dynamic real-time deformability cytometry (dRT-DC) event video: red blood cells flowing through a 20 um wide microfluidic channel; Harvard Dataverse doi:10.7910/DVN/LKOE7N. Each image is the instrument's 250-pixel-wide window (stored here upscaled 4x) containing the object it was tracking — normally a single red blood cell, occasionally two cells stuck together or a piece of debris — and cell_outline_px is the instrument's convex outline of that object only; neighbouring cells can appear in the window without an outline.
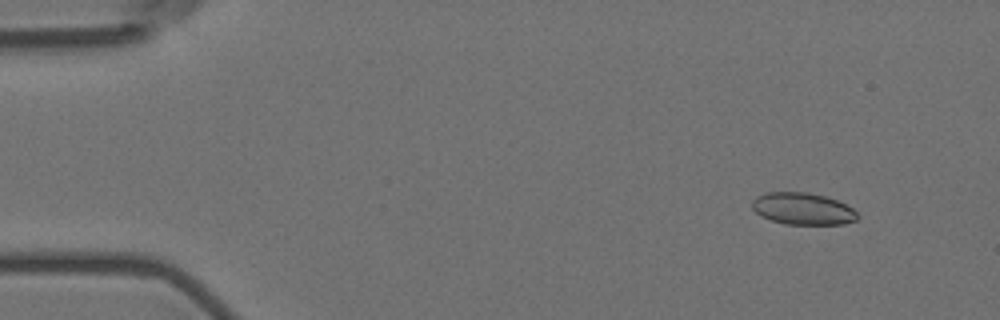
{"species": "Egyptian fruit bat (a non-hibernating species)", "species_latin": "Rousettus aegyptiacus", "temperature_condition": "room temperature", "stored_images_in_passage": 7, "camera_frame_rate_fps": 3000, "um_per_image_px": 0.085, "animal": {"sex": "female"}, "frame": {"image": 1, "passage_image": 2, "time_ms": 0.333, "image_size_px": [1000, 320], "cell_outline_px": [[860, 216], [856, 220], [844, 224], [784, 224], [760, 216], [752, 208], [752, 200], [756, 196], [768, 192], [808, 192], [824, 196], [836, 200], [852, 208]], "centroid_in_image_um": [68.22, 17.74], "position_along_channel_um": 16.8, "area_um2": 19.59}}
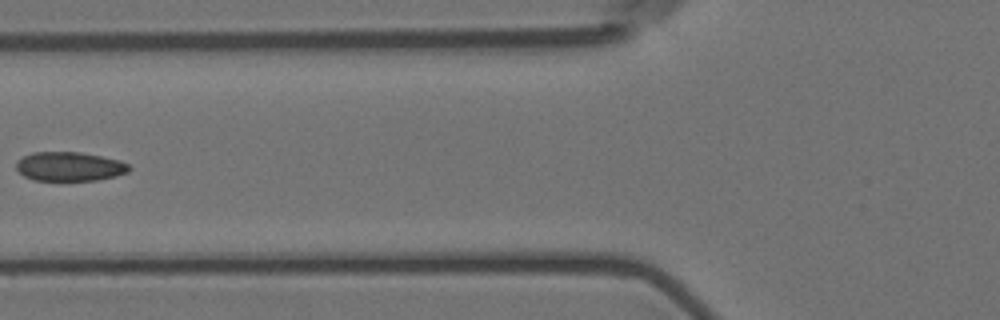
{"frame": {"image": 2, "passage_image": 6, "time_ms": 1.667, "image_size_px": [1000, 320], "cell_outline_px": [[132, 168], [128, 172], [116, 176], [96, 180], [32, 180], [24, 176], [16, 168], [16, 164], [24, 156], [32, 152], [80, 152], [120, 160], [128, 164]], "centroid_in_image_um": [5.93, 14.15], "position_along_channel_um": 119.9, "area_um2": 19.07}}
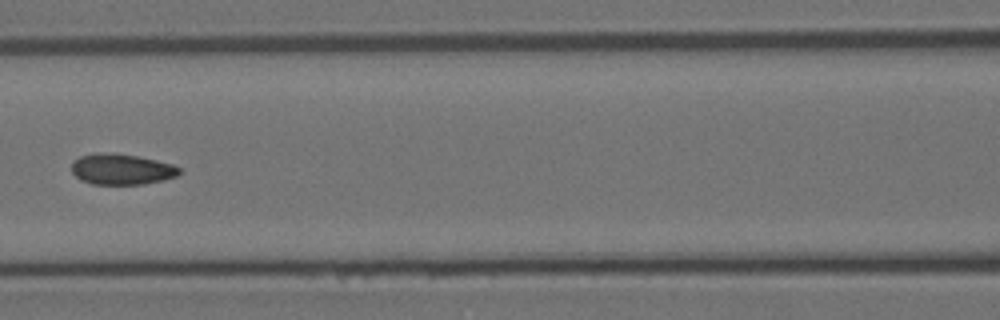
{"frame": {"image": 3, "passage_image": 7, "time_ms": 2.0, "image_size_px": [1000, 320], "cell_outline_px": [[180, 172], [176, 176], [164, 180], [144, 184], [92, 184], [80, 180], [72, 172], [72, 160], [80, 156], [92, 152], [112, 152], [136, 156], [156, 160], [172, 164], [180, 168]], "centroid_in_image_um": [10.29, 14.37], "position_along_channel_um": 156.3, "area_um2": 19.54}}